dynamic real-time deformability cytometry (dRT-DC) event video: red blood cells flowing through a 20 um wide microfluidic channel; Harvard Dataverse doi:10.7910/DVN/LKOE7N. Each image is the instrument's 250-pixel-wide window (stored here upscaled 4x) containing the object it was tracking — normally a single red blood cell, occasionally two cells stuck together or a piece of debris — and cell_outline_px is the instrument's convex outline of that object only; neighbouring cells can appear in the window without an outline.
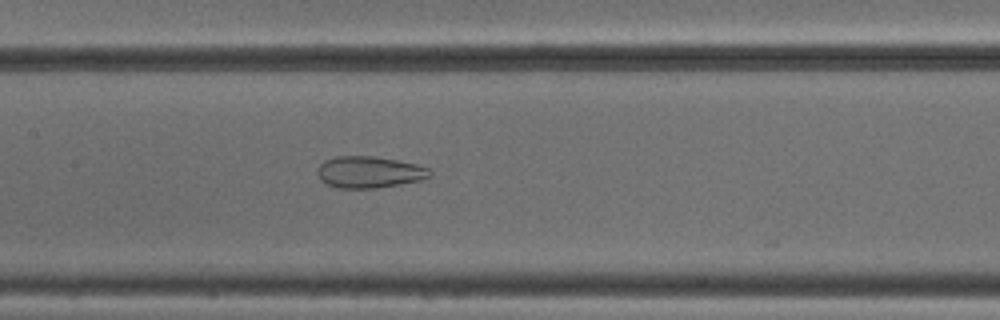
{"species": "common noctule bat (a hibernating species)", "species_latin": "Nyctalus noctula", "temperature_condition": "cold", "stored_images_in_passage": 47, "camera_frame_rate_fps": 3000, "um_per_image_px": 0.085, "animal": {"sex": "male", "body_mass_g": 18.8}, "frame": {"image": 1, "passage_image": 23, "time_ms": 7.333, "image_size_px": [1000, 320], "cell_outline_px": [[432, 172], [428, 176], [420, 180], [400, 184], [376, 188], [340, 188], [328, 184], [320, 180], [316, 172], [316, 168], [324, 160], [336, 156], [372, 156], [396, 160], [416, 164], [428, 168]], "centroid_in_image_um": [31.33, 14.62], "position_along_channel_um": 176.1, "area_um2": 20.63}}
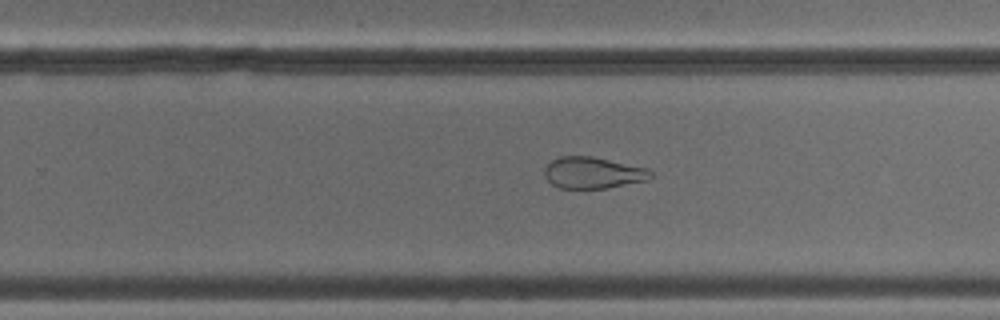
{"frame": {"image": 2, "passage_image": 31, "time_ms": 10.0, "image_size_px": [1000, 320], "cell_outline_px": [[652, 176], [648, 180], [608, 188], [560, 188], [552, 184], [544, 176], [544, 168], [556, 156], [592, 156], [648, 168], [652, 172]], "centroid_in_image_um": [50.4, 14.68], "position_along_channel_um": 279.4, "area_um2": 19.59}}
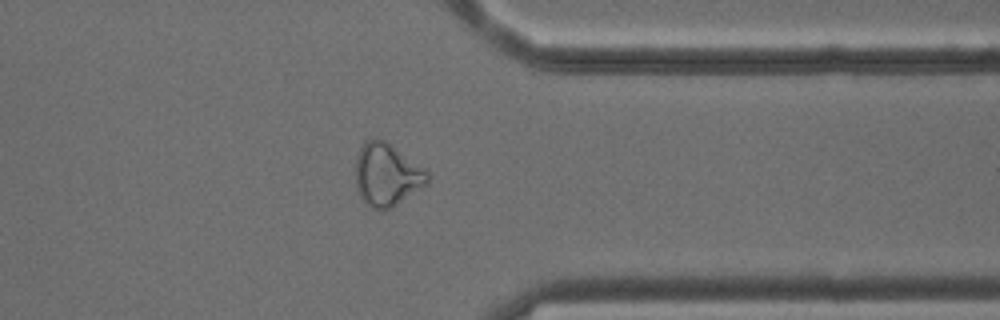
{"frame": {"image": 3, "passage_image": 39, "time_ms": 12.667, "image_size_px": [1000, 320], "cell_outline_px": [[432, 176], [428, 184], [392, 208], [372, 208], [360, 196], [356, 188], [356, 156], [364, 140], [372, 136], [384, 140], [424, 168]], "centroid_in_image_um": [32.89, 14.83], "position_along_channel_um": 378.5, "area_um2": 26.36}}